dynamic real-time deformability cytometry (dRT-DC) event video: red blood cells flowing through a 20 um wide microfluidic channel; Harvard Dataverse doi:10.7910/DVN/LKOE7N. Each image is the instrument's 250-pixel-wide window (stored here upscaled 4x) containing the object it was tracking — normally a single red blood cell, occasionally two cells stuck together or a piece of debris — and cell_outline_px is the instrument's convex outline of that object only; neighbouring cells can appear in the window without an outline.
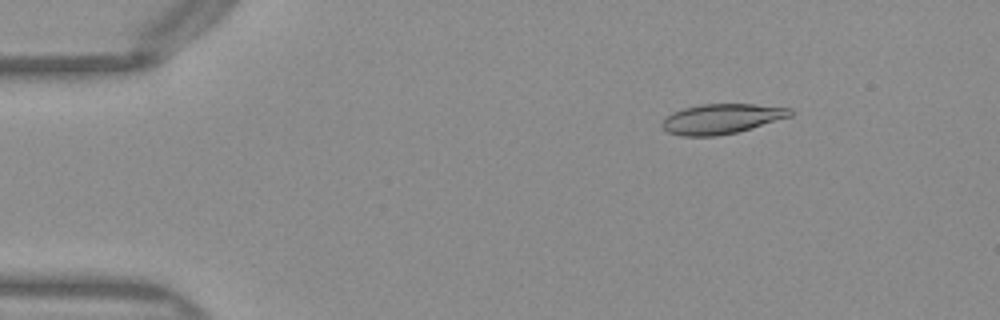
{"species": "Egyptian fruit bat (a non-hibernating species)", "species_latin": "Rousettus aegyptiacus", "temperature_condition": "warm", "stored_images_in_passage": 50, "camera_frame_rate_fps": 3000, "um_per_image_px": 0.085, "frame": {"image": 1, "passage_image": 7, "time_ms": 2.0, "image_size_px": [1000, 320], "cell_outline_px": [[792, 116], [752, 128], [736, 132], [716, 136], [680, 136], [668, 132], [660, 124], [672, 112], [684, 108], [700, 104], [756, 104], [792, 108]], "centroid_in_image_um": [61.35, 10.09], "position_along_channel_um": 23.6, "area_um2": 22.37}}
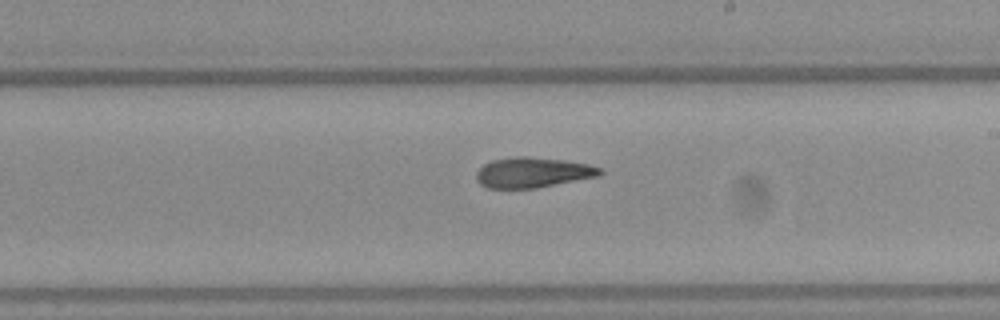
{"frame": {"image": 2, "passage_image": 29, "time_ms": 9.333, "image_size_px": [1000, 320], "cell_outline_px": [[604, 172], [600, 176], [536, 188], [488, 188], [480, 184], [476, 180], [476, 172], [484, 164], [492, 160], [516, 156], [528, 156], [564, 160], [588, 164], [600, 168]], "centroid_in_image_um": [45.29, 14.66], "position_along_channel_um": 243.7, "area_um2": 21.91}}
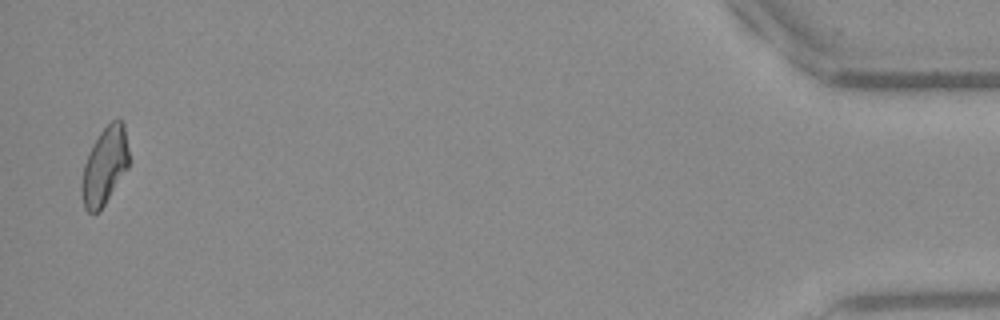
{"frame": {"image": 3, "passage_image": 49, "time_ms": 16.0, "image_size_px": [1000, 320], "cell_outline_px": [[128, 168], [100, 212], [88, 212], [84, 208], [80, 192], [80, 184], [84, 164], [88, 152], [92, 144], [100, 132], [112, 120], [120, 116], [124, 124], [128, 148]], "centroid_in_image_um": [8.88, 14.11], "position_along_channel_um": 426.3, "area_um2": 21.68}, "authors_computed_cell_mechanics": {"area_um2": 21.9062, "velocity_mm_per_s": 4.0509, "shape_relaxation_time_tau1_ms": null, "shape_relaxation_time_tau2_ms": 4.1106, "deformation_change_tau1": null, "deformation_change_tau2": 0.13}}